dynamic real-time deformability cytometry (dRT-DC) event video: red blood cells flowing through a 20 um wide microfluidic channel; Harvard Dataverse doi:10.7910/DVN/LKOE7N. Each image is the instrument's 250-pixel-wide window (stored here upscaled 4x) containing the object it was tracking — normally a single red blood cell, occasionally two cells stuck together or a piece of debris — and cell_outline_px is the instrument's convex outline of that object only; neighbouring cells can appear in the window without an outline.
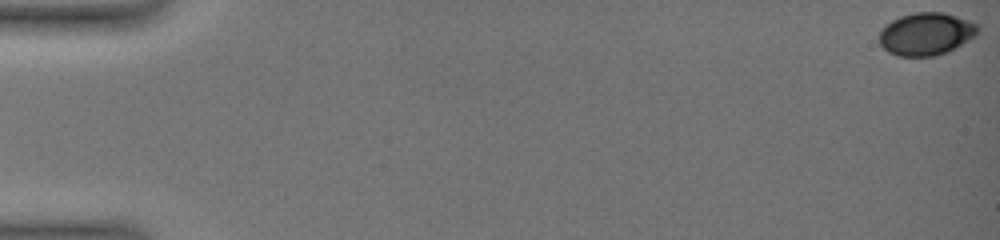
{"species": "common noctule bat (a hibernating species)", "species_latin": "Nyctalus noctula", "temperature_condition": "warm", "stored_images_in_passage": 16, "camera_frame_rate_fps": 3000, "um_per_image_px": 0.085, "animal": {"sex": "female", "body_mass_g": 19.0, "forearm_length_mm": 51.5}, "frame": {"image": 1, "passage_image": 1, "time_ms": 0.0, "image_size_px": [1000, 240], "cell_outline_px": [[980, 32], [976, 36], [936, 56], [896, 56], [888, 52], [880, 44], [880, 32], [892, 20], [900, 16], [916, 12], [944, 12], [968, 20], [976, 24], [980, 28]], "centroid_in_image_um": [78.73, 2.88], "position_along_channel_um": 6.3, "area_um2": 24.22}}
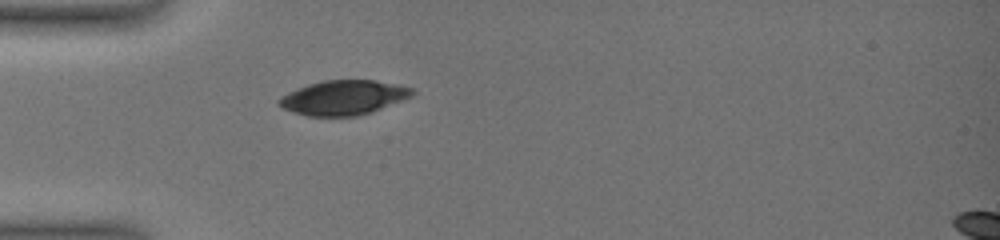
{"frame": {"image": 2, "passage_image": 10, "time_ms": 6.0, "image_size_px": [1000, 240], "cell_outline_px": [[416, 92], [412, 96], [368, 112], [356, 116], [308, 116], [292, 112], [276, 104], [276, 100], [280, 96], [296, 88], [308, 84], [324, 80], [376, 80], [396, 84], [412, 88]], "centroid_in_image_um": [29.13, 8.28], "position_along_channel_um": 55.9, "area_um2": 26.7}}
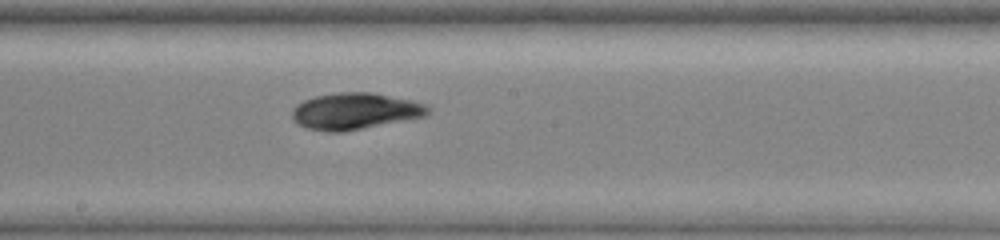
{"frame": {"image": 3, "passage_image": 16, "time_ms": 10.667, "image_size_px": [1000, 240], "cell_outline_px": [[432, 108], [424, 116], [344, 132], [328, 132], [308, 128], [296, 124], [292, 120], [292, 108], [296, 104], [304, 100], [316, 96], [336, 92], [372, 92], [412, 100], [428, 104]], "centroid_in_image_um": [30.16, 9.44], "position_along_channel_um": 218.0, "area_um2": 29.07}}